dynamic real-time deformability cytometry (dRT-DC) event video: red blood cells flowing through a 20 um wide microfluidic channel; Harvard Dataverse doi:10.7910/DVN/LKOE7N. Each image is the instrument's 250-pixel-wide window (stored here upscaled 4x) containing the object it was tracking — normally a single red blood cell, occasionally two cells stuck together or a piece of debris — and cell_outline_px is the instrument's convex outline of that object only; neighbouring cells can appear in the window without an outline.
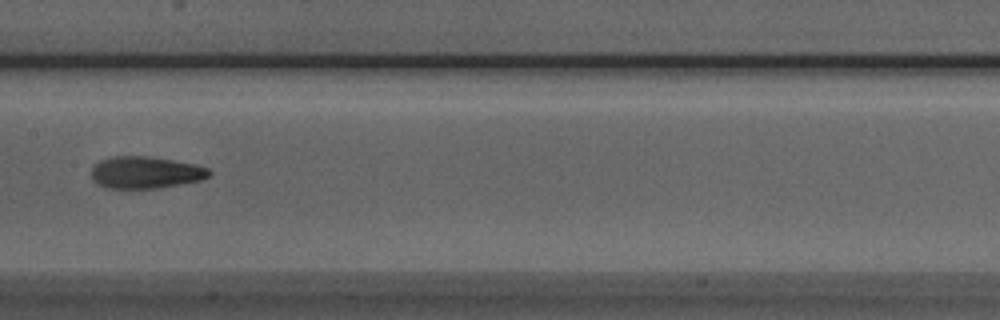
{"species": "Egyptian fruit bat (a non-hibernating species)", "species_latin": "Rousettus aegyptiacus", "temperature_condition": "room temperature", "stored_images_in_passage": 5, "camera_frame_rate_fps": 3000, "um_per_image_px": 0.085, "animal": {"sex": "male"}, "frame": {"image": 1, "passage_image": 5, "time_ms": 4.667, "image_size_px": [1000, 320], "cell_outline_px": [[212, 172], [208, 176], [200, 180], [160, 188], [108, 188], [96, 184], [92, 180], [92, 168], [100, 160], [112, 156], [148, 156], [196, 164], [208, 168]], "centroid_in_image_um": [12.35, 14.66], "position_along_channel_um": 195.0, "area_um2": 21.96}}